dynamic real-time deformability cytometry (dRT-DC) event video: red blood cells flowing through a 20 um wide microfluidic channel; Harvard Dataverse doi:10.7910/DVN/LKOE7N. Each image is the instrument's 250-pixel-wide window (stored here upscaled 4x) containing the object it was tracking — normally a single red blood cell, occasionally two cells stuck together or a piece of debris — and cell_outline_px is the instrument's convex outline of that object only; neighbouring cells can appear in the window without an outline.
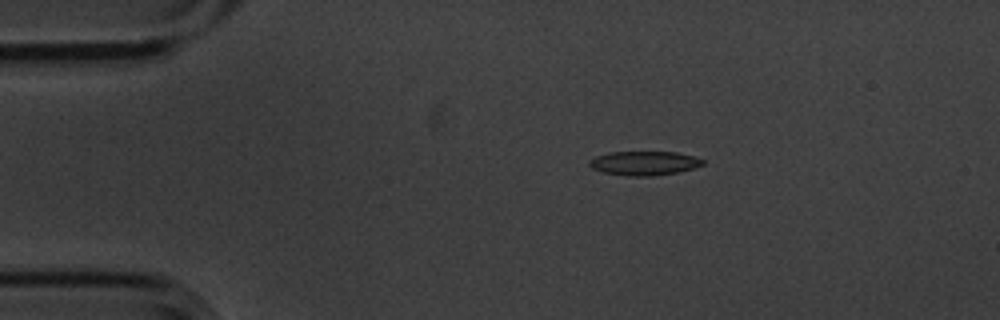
{"species": "common noctule bat (a hibernating species)", "species_latin": "Nyctalus noctula", "temperature_condition": "cold", "stored_images_in_passage": 9, "camera_frame_rate_fps": 3000, "um_per_image_px": 0.085, "animal": {"sex": "male", "body_mass_g": 20.1, "forearm_length_mm": 53.5}, "frame": {"image": 1, "passage_image": 2, "time_ms": 0.333, "image_size_px": [1000, 320], "cell_outline_px": [[704, 164], [692, 168], [676, 172], [652, 176], [628, 176], [604, 172], [592, 168], [588, 164], [588, 160], [596, 156], [608, 152], [676, 152], [692, 156], [704, 160]], "centroid_in_image_um": [54.71, 13.86], "position_along_channel_um": 30.3, "area_um2": 15.78}}
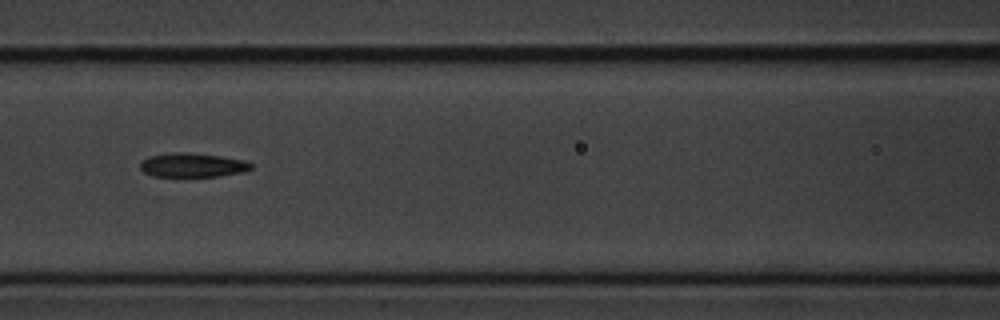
{"frame": {"image": 2, "passage_image": 6, "time_ms": 1.667, "image_size_px": [1000, 320], "cell_outline_px": [[252, 168], [240, 172], [220, 176], [152, 176], [144, 172], [140, 168], [140, 160], [148, 156], [176, 152], [188, 152], [220, 156], [248, 160], [252, 164]], "centroid_in_image_um": [16.34, 14.02], "position_along_channel_um": 150.3, "area_um2": 15.61}}
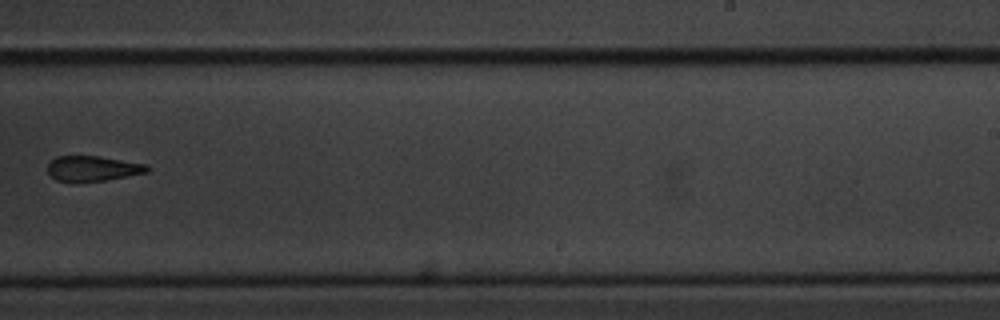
{"frame": {"image": 3, "passage_image": 9, "time_ms": 2.667, "image_size_px": [1000, 320], "cell_outline_px": [[148, 172], [104, 180], [56, 180], [48, 172], [48, 164], [56, 156], [100, 156], [148, 164]], "centroid_in_image_um": [7.91, 14.29], "position_along_channel_um": 281.1, "area_um2": 14.22}}